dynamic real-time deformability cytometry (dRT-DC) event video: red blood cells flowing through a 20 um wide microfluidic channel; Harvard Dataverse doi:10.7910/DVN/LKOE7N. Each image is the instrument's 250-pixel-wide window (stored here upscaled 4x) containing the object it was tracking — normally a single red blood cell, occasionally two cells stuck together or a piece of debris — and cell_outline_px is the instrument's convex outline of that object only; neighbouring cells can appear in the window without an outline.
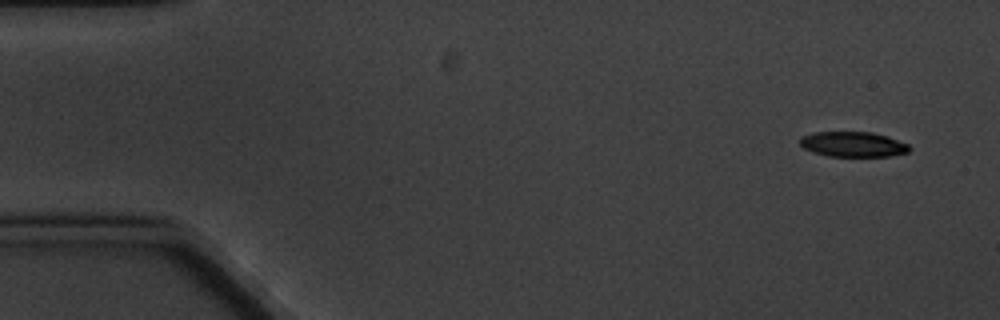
{"species": "common noctule bat (a hibernating species)", "species_latin": "Nyctalus noctula", "temperature_condition": "cold", "stored_images_in_passage": 5, "camera_frame_rate_fps": 3000, "um_per_image_px": 0.085, "animal": {"sex": "male", "body_mass_g": 20.1, "forearm_length_mm": 53.5}, "frame": {"image": 1, "passage_image": 1, "time_ms": 0.0, "image_size_px": [1000, 320], "cell_outline_px": [[912, 148], [908, 152], [888, 156], [828, 156], [812, 152], [804, 148], [800, 144], [800, 136], [812, 132], [872, 132], [888, 136], [908, 144]], "centroid_in_image_um": [72.49, 12.26], "position_along_channel_um": 12.5, "area_um2": 16.13}}
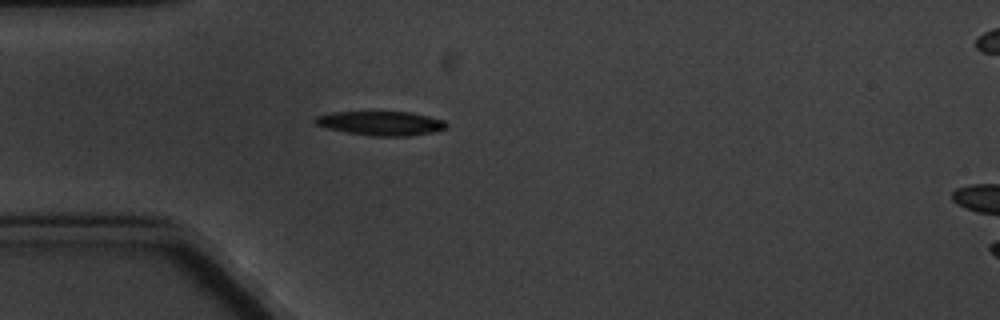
{"frame": {"image": 2, "passage_image": 4, "time_ms": 4.333, "image_size_px": [1000, 320], "cell_outline_px": [[448, 128], [432, 132], [408, 136], [372, 136], [348, 132], [328, 128], [316, 124], [312, 120], [316, 116], [332, 112], [412, 112], [444, 120], [448, 124]], "centroid_in_image_um": [32.4, 10.47], "position_along_channel_um": 52.6, "area_um2": 18.44}}